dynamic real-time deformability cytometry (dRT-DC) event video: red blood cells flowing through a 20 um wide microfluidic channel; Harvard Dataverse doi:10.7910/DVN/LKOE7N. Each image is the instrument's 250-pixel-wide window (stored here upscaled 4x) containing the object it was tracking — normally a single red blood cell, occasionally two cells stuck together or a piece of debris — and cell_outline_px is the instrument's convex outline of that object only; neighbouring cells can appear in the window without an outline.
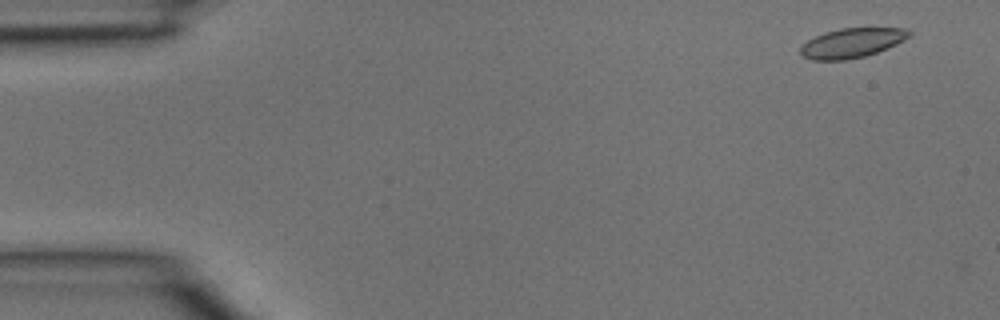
{"species": "common noctule bat (a hibernating species)", "species_latin": "Nyctalus noctula", "temperature_condition": "room temperature", "stored_images_in_passage": 9, "camera_frame_rate_fps": 3000, "um_per_image_px": 0.085, "animal": {"sex": "male", "body_mass_g": 15.6}, "frame": {"image": 1, "passage_image": 2, "time_ms": 0.333, "image_size_px": [1000, 320], "cell_outline_px": [[912, 36], [888, 48], [864, 56], [844, 60], [812, 60], [800, 56], [800, 48], [808, 40], [824, 32], [840, 28], [904, 28], [912, 32]], "centroid_in_image_um": [72.41, 3.65], "position_along_channel_um": 12.6, "area_um2": 18.73}}